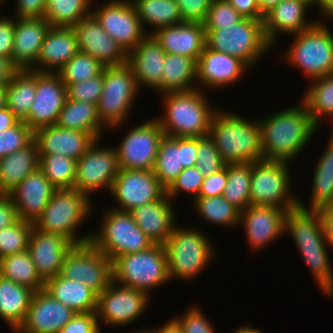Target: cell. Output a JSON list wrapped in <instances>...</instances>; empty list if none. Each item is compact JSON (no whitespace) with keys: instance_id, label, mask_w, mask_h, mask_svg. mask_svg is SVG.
<instances>
[{"instance_id":"cell-61","label":"cell","mask_w":333,"mask_h":333,"mask_svg":"<svg viewBox=\"0 0 333 333\" xmlns=\"http://www.w3.org/2000/svg\"><path fill=\"white\" fill-rule=\"evenodd\" d=\"M198 137H181V157L183 168L196 165Z\"/></svg>"},{"instance_id":"cell-17","label":"cell","mask_w":333,"mask_h":333,"mask_svg":"<svg viewBox=\"0 0 333 333\" xmlns=\"http://www.w3.org/2000/svg\"><path fill=\"white\" fill-rule=\"evenodd\" d=\"M91 12L128 54L148 33L145 32L131 0H110Z\"/></svg>"},{"instance_id":"cell-5","label":"cell","mask_w":333,"mask_h":333,"mask_svg":"<svg viewBox=\"0 0 333 333\" xmlns=\"http://www.w3.org/2000/svg\"><path fill=\"white\" fill-rule=\"evenodd\" d=\"M93 210L91 197L76 188L55 189L49 203L33 223V227L47 233L59 234L73 245L91 241L92 234L77 237V230Z\"/></svg>"},{"instance_id":"cell-36","label":"cell","mask_w":333,"mask_h":333,"mask_svg":"<svg viewBox=\"0 0 333 333\" xmlns=\"http://www.w3.org/2000/svg\"><path fill=\"white\" fill-rule=\"evenodd\" d=\"M331 133L330 140L315 166L310 206L306 207L298 199V208L300 209L319 211L325 205L333 203V130Z\"/></svg>"},{"instance_id":"cell-13","label":"cell","mask_w":333,"mask_h":333,"mask_svg":"<svg viewBox=\"0 0 333 333\" xmlns=\"http://www.w3.org/2000/svg\"><path fill=\"white\" fill-rule=\"evenodd\" d=\"M60 275L82 282L99 295L113 281L112 260L91 241L74 245L65 255Z\"/></svg>"},{"instance_id":"cell-25","label":"cell","mask_w":333,"mask_h":333,"mask_svg":"<svg viewBox=\"0 0 333 333\" xmlns=\"http://www.w3.org/2000/svg\"><path fill=\"white\" fill-rule=\"evenodd\" d=\"M246 69L249 67L239 58L205 46L197 61V88L201 90L205 87L213 89L233 85Z\"/></svg>"},{"instance_id":"cell-16","label":"cell","mask_w":333,"mask_h":333,"mask_svg":"<svg viewBox=\"0 0 333 333\" xmlns=\"http://www.w3.org/2000/svg\"><path fill=\"white\" fill-rule=\"evenodd\" d=\"M115 147L119 168L135 170H153L158 146L164 132L157 118L132 127Z\"/></svg>"},{"instance_id":"cell-74","label":"cell","mask_w":333,"mask_h":333,"mask_svg":"<svg viewBox=\"0 0 333 333\" xmlns=\"http://www.w3.org/2000/svg\"><path fill=\"white\" fill-rule=\"evenodd\" d=\"M4 1H8V0H0V5L4 3Z\"/></svg>"},{"instance_id":"cell-72","label":"cell","mask_w":333,"mask_h":333,"mask_svg":"<svg viewBox=\"0 0 333 333\" xmlns=\"http://www.w3.org/2000/svg\"><path fill=\"white\" fill-rule=\"evenodd\" d=\"M133 333H153L151 330H150V328L149 329H147L146 328V330L145 329H142V330H137V331H134Z\"/></svg>"},{"instance_id":"cell-64","label":"cell","mask_w":333,"mask_h":333,"mask_svg":"<svg viewBox=\"0 0 333 333\" xmlns=\"http://www.w3.org/2000/svg\"><path fill=\"white\" fill-rule=\"evenodd\" d=\"M321 214L322 222L324 225V232L333 246V203L325 205L318 211Z\"/></svg>"},{"instance_id":"cell-40","label":"cell","mask_w":333,"mask_h":333,"mask_svg":"<svg viewBox=\"0 0 333 333\" xmlns=\"http://www.w3.org/2000/svg\"><path fill=\"white\" fill-rule=\"evenodd\" d=\"M137 15L145 26L149 25L154 28L152 34L159 28L171 25L181 24L183 22L179 7L175 0H131Z\"/></svg>"},{"instance_id":"cell-2","label":"cell","mask_w":333,"mask_h":333,"mask_svg":"<svg viewBox=\"0 0 333 333\" xmlns=\"http://www.w3.org/2000/svg\"><path fill=\"white\" fill-rule=\"evenodd\" d=\"M285 232H289L296 247L309 267L317 287L328 297L333 296V270L328 249L332 247L324 232L321 214L295 208L288 211L285 220Z\"/></svg>"},{"instance_id":"cell-68","label":"cell","mask_w":333,"mask_h":333,"mask_svg":"<svg viewBox=\"0 0 333 333\" xmlns=\"http://www.w3.org/2000/svg\"><path fill=\"white\" fill-rule=\"evenodd\" d=\"M150 330L153 333H182L180 326L173 319V317L171 318V320H169V322L165 323V325L163 324L161 328H154V330L151 328Z\"/></svg>"},{"instance_id":"cell-38","label":"cell","mask_w":333,"mask_h":333,"mask_svg":"<svg viewBox=\"0 0 333 333\" xmlns=\"http://www.w3.org/2000/svg\"><path fill=\"white\" fill-rule=\"evenodd\" d=\"M197 61L193 58L166 53L161 78V94L186 92L197 88ZM193 84V85H192Z\"/></svg>"},{"instance_id":"cell-3","label":"cell","mask_w":333,"mask_h":333,"mask_svg":"<svg viewBox=\"0 0 333 333\" xmlns=\"http://www.w3.org/2000/svg\"><path fill=\"white\" fill-rule=\"evenodd\" d=\"M218 109L210 124L208 136L227 163H255L263 159L259 120Z\"/></svg>"},{"instance_id":"cell-28","label":"cell","mask_w":333,"mask_h":333,"mask_svg":"<svg viewBox=\"0 0 333 333\" xmlns=\"http://www.w3.org/2000/svg\"><path fill=\"white\" fill-rule=\"evenodd\" d=\"M50 24L44 18H15L11 63L17 70L31 69L37 59Z\"/></svg>"},{"instance_id":"cell-22","label":"cell","mask_w":333,"mask_h":333,"mask_svg":"<svg viewBox=\"0 0 333 333\" xmlns=\"http://www.w3.org/2000/svg\"><path fill=\"white\" fill-rule=\"evenodd\" d=\"M76 313L47 291L33 293L24 323L16 333H57Z\"/></svg>"},{"instance_id":"cell-66","label":"cell","mask_w":333,"mask_h":333,"mask_svg":"<svg viewBox=\"0 0 333 333\" xmlns=\"http://www.w3.org/2000/svg\"><path fill=\"white\" fill-rule=\"evenodd\" d=\"M19 120L7 107L0 109V131H5L14 126Z\"/></svg>"},{"instance_id":"cell-45","label":"cell","mask_w":333,"mask_h":333,"mask_svg":"<svg viewBox=\"0 0 333 333\" xmlns=\"http://www.w3.org/2000/svg\"><path fill=\"white\" fill-rule=\"evenodd\" d=\"M251 163H227L223 197L240 212L250 205Z\"/></svg>"},{"instance_id":"cell-6","label":"cell","mask_w":333,"mask_h":333,"mask_svg":"<svg viewBox=\"0 0 333 333\" xmlns=\"http://www.w3.org/2000/svg\"><path fill=\"white\" fill-rule=\"evenodd\" d=\"M211 242L199 229L177 226L176 223L163 245L170 280L175 277L189 281L199 275L214 260L216 249Z\"/></svg>"},{"instance_id":"cell-24","label":"cell","mask_w":333,"mask_h":333,"mask_svg":"<svg viewBox=\"0 0 333 333\" xmlns=\"http://www.w3.org/2000/svg\"><path fill=\"white\" fill-rule=\"evenodd\" d=\"M166 52L152 34H147L127 56V64L132 68L137 86L151 87L159 94Z\"/></svg>"},{"instance_id":"cell-59","label":"cell","mask_w":333,"mask_h":333,"mask_svg":"<svg viewBox=\"0 0 333 333\" xmlns=\"http://www.w3.org/2000/svg\"><path fill=\"white\" fill-rule=\"evenodd\" d=\"M15 18L0 16V56L10 60L14 45Z\"/></svg>"},{"instance_id":"cell-43","label":"cell","mask_w":333,"mask_h":333,"mask_svg":"<svg viewBox=\"0 0 333 333\" xmlns=\"http://www.w3.org/2000/svg\"><path fill=\"white\" fill-rule=\"evenodd\" d=\"M311 84L301 102L313 122L320 127L324 116L329 118L333 116V74L312 80Z\"/></svg>"},{"instance_id":"cell-51","label":"cell","mask_w":333,"mask_h":333,"mask_svg":"<svg viewBox=\"0 0 333 333\" xmlns=\"http://www.w3.org/2000/svg\"><path fill=\"white\" fill-rule=\"evenodd\" d=\"M226 163L221 158L212 139L207 135L198 137V151L196 167L202 175L209 176L225 167Z\"/></svg>"},{"instance_id":"cell-31","label":"cell","mask_w":333,"mask_h":333,"mask_svg":"<svg viewBox=\"0 0 333 333\" xmlns=\"http://www.w3.org/2000/svg\"><path fill=\"white\" fill-rule=\"evenodd\" d=\"M79 52L77 38L72 27H52L48 29L35 66L40 72H58Z\"/></svg>"},{"instance_id":"cell-53","label":"cell","mask_w":333,"mask_h":333,"mask_svg":"<svg viewBox=\"0 0 333 333\" xmlns=\"http://www.w3.org/2000/svg\"><path fill=\"white\" fill-rule=\"evenodd\" d=\"M203 179L204 176L196 166L184 168L166 189V195L172 200L177 194L184 192L193 195L192 199L195 200L199 197Z\"/></svg>"},{"instance_id":"cell-60","label":"cell","mask_w":333,"mask_h":333,"mask_svg":"<svg viewBox=\"0 0 333 333\" xmlns=\"http://www.w3.org/2000/svg\"><path fill=\"white\" fill-rule=\"evenodd\" d=\"M15 18H41L46 11V0H16Z\"/></svg>"},{"instance_id":"cell-73","label":"cell","mask_w":333,"mask_h":333,"mask_svg":"<svg viewBox=\"0 0 333 333\" xmlns=\"http://www.w3.org/2000/svg\"><path fill=\"white\" fill-rule=\"evenodd\" d=\"M310 4L314 5L317 0H307Z\"/></svg>"},{"instance_id":"cell-19","label":"cell","mask_w":333,"mask_h":333,"mask_svg":"<svg viewBox=\"0 0 333 333\" xmlns=\"http://www.w3.org/2000/svg\"><path fill=\"white\" fill-rule=\"evenodd\" d=\"M66 99V85L57 72L36 71V96L24 122L33 131L56 125Z\"/></svg>"},{"instance_id":"cell-9","label":"cell","mask_w":333,"mask_h":333,"mask_svg":"<svg viewBox=\"0 0 333 333\" xmlns=\"http://www.w3.org/2000/svg\"><path fill=\"white\" fill-rule=\"evenodd\" d=\"M205 31L209 49L237 57L249 68L272 47L266 40L263 20L244 18L231 27Z\"/></svg>"},{"instance_id":"cell-63","label":"cell","mask_w":333,"mask_h":333,"mask_svg":"<svg viewBox=\"0 0 333 333\" xmlns=\"http://www.w3.org/2000/svg\"><path fill=\"white\" fill-rule=\"evenodd\" d=\"M244 18L263 20L257 0H227Z\"/></svg>"},{"instance_id":"cell-49","label":"cell","mask_w":333,"mask_h":333,"mask_svg":"<svg viewBox=\"0 0 333 333\" xmlns=\"http://www.w3.org/2000/svg\"><path fill=\"white\" fill-rule=\"evenodd\" d=\"M33 223L18 219L13 225L0 229V259L28 249Z\"/></svg>"},{"instance_id":"cell-33","label":"cell","mask_w":333,"mask_h":333,"mask_svg":"<svg viewBox=\"0 0 333 333\" xmlns=\"http://www.w3.org/2000/svg\"><path fill=\"white\" fill-rule=\"evenodd\" d=\"M39 168L38 146H28L0 158V195H8L30 173Z\"/></svg>"},{"instance_id":"cell-71","label":"cell","mask_w":333,"mask_h":333,"mask_svg":"<svg viewBox=\"0 0 333 333\" xmlns=\"http://www.w3.org/2000/svg\"><path fill=\"white\" fill-rule=\"evenodd\" d=\"M6 107V84L0 85V109Z\"/></svg>"},{"instance_id":"cell-69","label":"cell","mask_w":333,"mask_h":333,"mask_svg":"<svg viewBox=\"0 0 333 333\" xmlns=\"http://www.w3.org/2000/svg\"><path fill=\"white\" fill-rule=\"evenodd\" d=\"M282 0H257L261 14L264 16Z\"/></svg>"},{"instance_id":"cell-1","label":"cell","mask_w":333,"mask_h":333,"mask_svg":"<svg viewBox=\"0 0 333 333\" xmlns=\"http://www.w3.org/2000/svg\"><path fill=\"white\" fill-rule=\"evenodd\" d=\"M300 103L259 120L263 159L289 164L315 135L319 127Z\"/></svg>"},{"instance_id":"cell-41","label":"cell","mask_w":333,"mask_h":333,"mask_svg":"<svg viewBox=\"0 0 333 333\" xmlns=\"http://www.w3.org/2000/svg\"><path fill=\"white\" fill-rule=\"evenodd\" d=\"M0 276L26 286L34 292L44 289L45 282L37 273L28 250L10 254L0 259Z\"/></svg>"},{"instance_id":"cell-32","label":"cell","mask_w":333,"mask_h":333,"mask_svg":"<svg viewBox=\"0 0 333 333\" xmlns=\"http://www.w3.org/2000/svg\"><path fill=\"white\" fill-rule=\"evenodd\" d=\"M173 206L165 194L161 199L136 207L130 213L153 244L164 245L177 221Z\"/></svg>"},{"instance_id":"cell-15","label":"cell","mask_w":333,"mask_h":333,"mask_svg":"<svg viewBox=\"0 0 333 333\" xmlns=\"http://www.w3.org/2000/svg\"><path fill=\"white\" fill-rule=\"evenodd\" d=\"M96 139L76 161L74 188L90 197L101 188L111 190L120 168L115 147H98Z\"/></svg>"},{"instance_id":"cell-70","label":"cell","mask_w":333,"mask_h":333,"mask_svg":"<svg viewBox=\"0 0 333 333\" xmlns=\"http://www.w3.org/2000/svg\"><path fill=\"white\" fill-rule=\"evenodd\" d=\"M233 333H263V332H261L260 329L258 330L254 328L253 326H251V324L249 325L248 323L247 325L245 324L244 326L241 327L239 326Z\"/></svg>"},{"instance_id":"cell-55","label":"cell","mask_w":333,"mask_h":333,"mask_svg":"<svg viewBox=\"0 0 333 333\" xmlns=\"http://www.w3.org/2000/svg\"><path fill=\"white\" fill-rule=\"evenodd\" d=\"M186 311L181 317L173 318L180 326L182 333H214L213 326L206 319L201 308L194 305Z\"/></svg>"},{"instance_id":"cell-52","label":"cell","mask_w":333,"mask_h":333,"mask_svg":"<svg viewBox=\"0 0 333 333\" xmlns=\"http://www.w3.org/2000/svg\"><path fill=\"white\" fill-rule=\"evenodd\" d=\"M244 17L227 0H213L204 22L205 29L231 27Z\"/></svg>"},{"instance_id":"cell-50","label":"cell","mask_w":333,"mask_h":333,"mask_svg":"<svg viewBox=\"0 0 333 333\" xmlns=\"http://www.w3.org/2000/svg\"><path fill=\"white\" fill-rule=\"evenodd\" d=\"M33 140L34 131L24 121H18L11 128L0 131V158L19 151Z\"/></svg>"},{"instance_id":"cell-39","label":"cell","mask_w":333,"mask_h":333,"mask_svg":"<svg viewBox=\"0 0 333 333\" xmlns=\"http://www.w3.org/2000/svg\"><path fill=\"white\" fill-rule=\"evenodd\" d=\"M36 96V71L16 70L6 83V107L24 121Z\"/></svg>"},{"instance_id":"cell-54","label":"cell","mask_w":333,"mask_h":333,"mask_svg":"<svg viewBox=\"0 0 333 333\" xmlns=\"http://www.w3.org/2000/svg\"><path fill=\"white\" fill-rule=\"evenodd\" d=\"M104 86V69L98 76L81 81L78 83L68 84L66 86L67 98L77 101H85L97 105L102 95Z\"/></svg>"},{"instance_id":"cell-48","label":"cell","mask_w":333,"mask_h":333,"mask_svg":"<svg viewBox=\"0 0 333 333\" xmlns=\"http://www.w3.org/2000/svg\"><path fill=\"white\" fill-rule=\"evenodd\" d=\"M104 67L90 54L79 51L57 73L67 86L98 76L102 73Z\"/></svg>"},{"instance_id":"cell-10","label":"cell","mask_w":333,"mask_h":333,"mask_svg":"<svg viewBox=\"0 0 333 333\" xmlns=\"http://www.w3.org/2000/svg\"><path fill=\"white\" fill-rule=\"evenodd\" d=\"M104 214L100 230L91 233V242L110 260L143 251L153 245L130 212L110 208Z\"/></svg>"},{"instance_id":"cell-27","label":"cell","mask_w":333,"mask_h":333,"mask_svg":"<svg viewBox=\"0 0 333 333\" xmlns=\"http://www.w3.org/2000/svg\"><path fill=\"white\" fill-rule=\"evenodd\" d=\"M97 138L85 133L58 127L44 126L34 131L39 158L43 154H60L77 161Z\"/></svg>"},{"instance_id":"cell-65","label":"cell","mask_w":333,"mask_h":333,"mask_svg":"<svg viewBox=\"0 0 333 333\" xmlns=\"http://www.w3.org/2000/svg\"><path fill=\"white\" fill-rule=\"evenodd\" d=\"M16 70L10 60L0 56V85L8 83Z\"/></svg>"},{"instance_id":"cell-30","label":"cell","mask_w":333,"mask_h":333,"mask_svg":"<svg viewBox=\"0 0 333 333\" xmlns=\"http://www.w3.org/2000/svg\"><path fill=\"white\" fill-rule=\"evenodd\" d=\"M152 35L166 53L184 55L196 61L206 46V31L201 22H182L159 28Z\"/></svg>"},{"instance_id":"cell-35","label":"cell","mask_w":333,"mask_h":333,"mask_svg":"<svg viewBox=\"0 0 333 333\" xmlns=\"http://www.w3.org/2000/svg\"><path fill=\"white\" fill-rule=\"evenodd\" d=\"M34 291L0 276V318L17 331L24 323Z\"/></svg>"},{"instance_id":"cell-62","label":"cell","mask_w":333,"mask_h":333,"mask_svg":"<svg viewBox=\"0 0 333 333\" xmlns=\"http://www.w3.org/2000/svg\"><path fill=\"white\" fill-rule=\"evenodd\" d=\"M18 219L11 198L8 195H0V229L13 225Z\"/></svg>"},{"instance_id":"cell-11","label":"cell","mask_w":333,"mask_h":333,"mask_svg":"<svg viewBox=\"0 0 333 333\" xmlns=\"http://www.w3.org/2000/svg\"><path fill=\"white\" fill-rule=\"evenodd\" d=\"M290 178L285 161L262 159L251 163L250 205L274 206L286 211L298 208L299 197L291 191Z\"/></svg>"},{"instance_id":"cell-26","label":"cell","mask_w":333,"mask_h":333,"mask_svg":"<svg viewBox=\"0 0 333 333\" xmlns=\"http://www.w3.org/2000/svg\"><path fill=\"white\" fill-rule=\"evenodd\" d=\"M55 188L38 168L19 183L8 196L13 201L19 219L34 223L41 215Z\"/></svg>"},{"instance_id":"cell-21","label":"cell","mask_w":333,"mask_h":333,"mask_svg":"<svg viewBox=\"0 0 333 333\" xmlns=\"http://www.w3.org/2000/svg\"><path fill=\"white\" fill-rule=\"evenodd\" d=\"M287 213L284 209L266 205H249L240 212L239 225L244 224V234L252 251L263 249L285 233Z\"/></svg>"},{"instance_id":"cell-14","label":"cell","mask_w":333,"mask_h":333,"mask_svg":"<svg viewBox=\"0 0 333 333\" xmlns=\"http://www.w3.org/2000/svg\"><path fill=\"white\" fill-rule=\"evenodd\" d=\"M149 299L150 297L143 291L112 281L105 290L97 295L98 324L103 322L102 324L114 327L133 324L144 315Z\"/></svg>"},{"instance_id":"cell-12","label":"cell","mask_w":333,"mask_h":333,"mask_svg":"<svg viewBox=\"0 0 333 333\" xmlns=\"http://www.w3.org/2000/svg\"><path fill=\"white\" fill-rule=\"evenodd\" d=\"M139 91L132 68L127 63L104 67V86L97 103L101 122L110 129L121 127L130 116Z\"/></svg>"},{"instance_id":"cell-23","label":"cell","mask_w":333,"mask_h":333,"mask_svg":"<svg viewBox=\"0 0 333 333\" xmlns=\"http://www.w3.org/2000/svg\"><path fill=\"white\" fill-rule=\"evenodd\" d=\"M73 246L67 238L59 234L32 228L27 250L44 282L60 274L65 255Z\"/></svg>"},{"instance_id":"cell-29","label":"cell","mask_w":333,"mask_h":333,"mask_svg":"<svg viewBox=\"0 0 333 333\" xmlns=\"http://www.w3.org/2000/svg\"><path fill=\"white\" fill-rule=\"evenodd\" d=\"M313 6L307 0H282L263 18L266 40L274 45L278 33L297 34L312 27L317 21L305 18L306 11ZM309 21V22H308Z\"/></svg>"},{"instance_id":"cell-47","label":"cell","mask_w":333,"mask_h":333,"mask_svg":"<svg viewBox=\"0 0 333 333\" xmlns=\"http://www.w3.org/2000/svg\"><path fill=\"white\" fill-rule=\"evenodd\" d=\"M39 169L55 189L74 188L76 161L60 154H43L39 158Z\"/></svg>"},{"instance_id":"cell-57","label":"cell","mask_w":333,"mask_h":333,"mask_svg":"<svg viewBox=\"0 0 333 333\" xmlns=\"http://www.w3.org/2000/svg\"><path fill=\"white\" fill-rule=\"evenodd\" d=\"M57 333H101L96 312L77 313Z\"/></svg>"},{"instance_id":"cell-46","label":"cell","mask_w":333,"mask_h":333,"mask_svg":"<svg viewBox=\"0 0 333 333\" xmlns=\"http://www.w3.org/2000/svg\"><path fill=\"white\" fill-rule=\"evenodd\" d=\"M193 205L197 214L211 224L226 227L239 225L240 211L223 195L198 197Z\"/></svg>"},{"instance_id":"cell-20","label":"cell","mask_w":333,"mask_h":333,"mask_svg":"<svg viewBox=\"0 0 333 333\" xmlns=\"http://www.w3.org/2000/svg\"><path fill=\"white\" fill-rule=\"evenodd\" d=\"M79 47V51L90 54L103 66H120L127 63L128 54L106 31H104L90 13L72 27Z\"/></svg>"},{"instance_id":"cell-37","label":"cell","mask_w":333,"mask_h":333,"mask_svg":"<svg viewBox=\"0 0 333 333\" xmlns=\"http://www.w3.org/2000/svg\"><path fill=\"white\" fill-rule=\"evenodd\" d=\"M56 125L65 129L92 133L97 139H101L102 130L104 127L105 130L107 128L99 118L96 104L69 98L59 113Z\"/></svg>"},{"instance_id":"cell-18","label":"cell","mask_w":333,"mask_h":333,"mask_svg":"<svg viewBox=\"0 0 333 333\" xmlns=\"http://www.w3.org/2000/svg\"><path fill=\"white\" fill-rule=\"evenodd\" d=\"M110 194L117 201L114 209L130 212L136 207L161 199L166 189L153 170L120 169Z\"/></svg>"},{"instance_id":"cell-42","label":"cell","mask_w":333,"mask_h":333,"mask_svg":"<svg viewBox=\"0 0 333 333\" xmlns=\"http://www.w3.org/2000/svg\"><path fill=\"white\" fill-rule=\"evenodd\" d=\"M181 137L164 135L158 146L153 171L160 184L167 189L183 170Z\"/></svg>"},{"instance_id":"cell-8","label":"cell","mask_w":333,"mask_h":333,"mask_svg":"<svg viewBox=\"0 0 333 333\" xmlns=\"http://www.w3.org/2000/svg\"><path fill=\"white\" fill-rule=\"evenodd\" d=\"M293 35L296 38L283 60L298 67L310 81L333 74V34L325 23L317 21Z\"/></svg>"},{"instance_id":"cell-67","label":"cell","mask_w":333,"mask_h":333,"mask_svg":"<svg viewBox=\"0 0 333 333\" xmlns=\"http://www.w3.org/2000/svg\"><path fill=\"white\" fill-rule=\"evenodd\" d=\"M313 7L320 9L325 19H333V0H317Z\"/></svg>"},{"instance_id":"cell-34","label":"cell","mask_w":333,"mask_h":333,"mask_svg":"<svg viewBox=\"0 0 333 333\" xmlns=\"http://www.w3.org/2000/svg\"><path fill=\"white\" fill-rule=\"evenodd\" d=\"M44 290L76 314L96 312L97 294L82 282L65 279L59 274L45 282Z\"/></svg>"},{"instance_id":"cell-44","label":"cell","mask_w":333,"mask_h":333,"mask_svg":"<svg viewBox=\"0 0 333 333\" xmlns=\"http://www.w3.org/2000/svg\"><path fill=\"white\" fill-rule=\"evenodd\" d=\"M94 0H46L44 18L52 27H73L91 13ZM91 7V8H90Z\"/></svg>"},{"instance_id":"cell-56","label":"cell","mask_w":333,"mask_h":333,"mask_svg":"<svg viewBox=\"0 0 333 333\" xmlns=\"http://www.w3.org/2000/svg\"><path fill=\"white\" fill-rule=\"evenodd\" d=\"M183 22L204 23L213 0H175Z\"/></svg>"},{"instance_id":"cell-4","label":"cell","mask_w":333,"mask_h":333,"mask_svg":"<svg viewBox=\"0 0 333 333\" xmlns=\"http://www.w3.org/2000/svg\"><path fill=\"white\" fill-rule=\"evenodd\" d=\"M198 88L186 92L162 94L164 114L157 118L164 135L171 137H204L209 134L211 120L219 108L208 103Z\"/></svg>"},{"instance_id":"cell-7","label":"cell","mask_w":333,"mask_h":333,"mask_svg":"<svg viewBox=\"0 0 333 333\" xmlns=\"http://www.w3.org/2000/svg\"><path fill=\"white\" fill-rule=\"evenodd\" d=\"M113 281L119 285L145 292L170 280L163 245L153 244L136 253L116 257L112 261Z\"/></svg>"},{"instance_id":"cell-58","label":"cell","mask_w":333,"mask_h":333,"mask_svg":"<svg viewBox=\"0 0 333 333\" xmlns=\"http://www.w3.org/2000/svg\"><path fill=\"white\" fill-rule=\"evenodd\" d=\"M227 181V164L220 171L205 176L199 191V197L223 195Z\"/></svg>"}]
</instances>
